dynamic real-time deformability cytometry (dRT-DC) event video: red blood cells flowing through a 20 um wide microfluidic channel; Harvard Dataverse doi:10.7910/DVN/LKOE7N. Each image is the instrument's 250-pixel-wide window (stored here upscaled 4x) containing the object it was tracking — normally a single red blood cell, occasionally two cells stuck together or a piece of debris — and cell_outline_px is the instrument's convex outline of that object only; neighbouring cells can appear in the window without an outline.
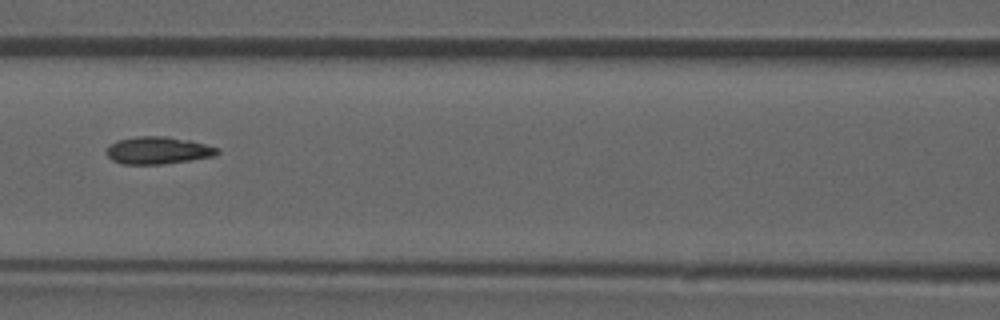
{"species": "common noctule bat (a hibernating species)", "species_latin": "Nyctalus noctula", "temperature_condition": "room temperature", "stored_images_in_passage": 41, "camera_frame_rate_fps": 3000, "um_per_image_px": 0.085, "animal": {"sex": "male", "forearm_length_mm": 52.5}, "frame": {"image": 1, "passage_image": 12, "time_ms": 3.667, "image_size_px": [1000, 320], "cell_outline_px": [[220, 152], [216, 156], [192, 160], [164, 164], [124, 164], [112, 160], [104, 152], [116, 140], [136, 136], [164, 136], [188, 140], [220, 148]], "centroid_in_image_um": [13.45, 12.79], "position_along_channel_um": 153.2, "area_um2": 17.74}, "authors_computed_cell_mechanics": {"area_um2": 17.34, "velocity_mm_per_s": 3.9239, "shape_relaxation_time_tau1_ms": null, "shape_relaxation_time_tau2_ms": 1.6927, "deformation_change_tau1": null, "deformation_change_tau2": 0.0838}}